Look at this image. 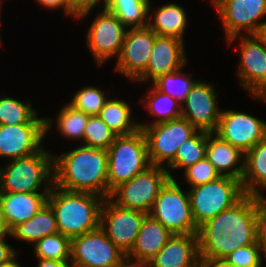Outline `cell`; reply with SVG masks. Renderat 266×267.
<instances>
[{
	"label": "cell",
	"instance_id": "obj_15",
	"mask_svg": "<svg viewBox=\"0 0 266 267\" xmlns=\"http://www.w3.org/2000/svg\"><path fill=\"white\" fill-rule=\"evenodd\" d=\"M146 215L144 212L123 208L108 197L102 205L100 228L127 255L135 244Z\"/></svg>",
	"mask_w": 266,
	"mask_h": 267
},
{
	"label": "cell",
	"instance_id": "obj_6",
	"mask_svg": "<svg viewBox=\"0 0 266 267\" xmlns=\"http://www.w3.org/2000/svg\"><path fill=\"white\" fill-rule=\"evenodd\" d=\"M189 189L192 217L197 227L232 207L246 195L242 181L228 176Z\"/></svg>",
	"mask_w": 266,
	"mask_h": 267
},
{
	"label": "cell",
	"instance_id": "obj_43",
	"mask_svg": "<svg viewBox=\"0 0 266 267\" xmlns=\"http://www.w3.org/2000/svg\"><path fill=\"white\" fill-rule=\"evenodd\" d=\"M200 267H234L224 259H200Z\"/></svg>",
	"mask_w": 266,
	"mask_h": 267
},
{
	"label": "cell",
	"instance_id": "obj_38",
	"mask_svg": "<svg viewBox=\"0 0 266 267\" xmlns=\"http://www.w3.org/2000/svg\"><path fill=\"white\" fill-rule=\"evenodd\" d=\"M183 171V179L190 185V188L213 182L221 177L206 157Z\"/></svg>",
	"mask_w": 266,
	"mask_h": 267
},
{
	"label": "cell",
	"instance_id": "obj_40",
	"mask_svg": "<svg viewBox=\"0 0 266 267\" xmlns=\"http://www.w3.org/2000/svg\"><path fill=\"white\" fill-rule=\"evenodd\" d=\"M101 1L104 2V0H65V15L82 20L89 16Z\"/></svg>",
	"mask_w": 266,
	"mask_h": 267
},
{
	"label": "cell",
	"instance_id": "obj_8",
	"mask_svg": "<svg viewBox=\"0 0 266 267\" xmlns=\"http://www.w3.org/2000/svg\"><path fill=\"white\" fill-rule=\"evenodd\" d=\"M168 179L169 174L165 167L151 165L116 187L109 198L123 208L149 214L160 189Z\"/></svg>",
	"mask_w": 266,
	"mask_h": 267
},
{
	"label": "cell",
	"instance_id": "obj_49",
	"mask_svg": "<svg viewBox=\"0 0 266 267\" xmlns=\"http://www.w3.org/2000/svg\"><path fill=\"white\" fill-rule=\"evenodd\" d=\"M2 1H3V0H0V19H1V12H2V11H1V10H2V8H1V7H2V5H1V4H2ZM0 23H1V20H0ZM1 40H2V39H1V35H0V45L2 44Z\"/></svg>",
	"mask_w": 266,
	"mask_h": 267
},
{
	"label": "cell",
	"instance_id": "obj_23",
	"mask_svg": "<svg viewBox=\"0 0 266 267\" xmlns=\"http://www.w3.org/2000/svg\"><path fill=\"white\" fill-rule=\"evenodd\" d=\"M206 158L221 176L242 179L245 153L214 132H207Z\"/></svg>",
	"mask_w": 266,
	"mask_h": 267
},
{
	"label": "cell",
	"instance_id": "obj_47",
	"mask_svg": "<svg viewBox=\"0 0 266 267\" xmlns=\"http://www.w3.org/2000/svg\"><path fill=\"white\" fill-rule=\"evenodd\" d=\"M115 267H137V266H135L129 259L126 258L122 263H120Z\"/></svg>",
	"mask_w": 266,
	"mask_h": 267
},
{
	"label": "cell",
	"instance_id": "obj_37",
	"mask_svg": "<svg viewBox=\"0 0 266 267\" xmlns=\"http://www.w3.org/2000/svg\"><path fill=\"white\" fill-rule=\"evenodd\" d=\"M266 260V254L259 244L240 247L227 255L224 260L234 267H261Z\"/></svg>",
	"mask_w": 266,
	"mask_h": 267
},
{
	"label": "cell",
	"instance_id": "obj_35",
	"mask_svg": "<svg viewBox=\"0 0 266 267\" xmlns=\"http://www.w3.org/2000/svg\"><path fill=\"white\" fill-rule=\"evenodd\" d=\"M116 134L108 125L99 117L91 115L85 126L82 145L107 150L114 142Z\"/></svg>",
	"mask_w": 266,
	"mask_h": 267
},
{
	"label": "cell",
	"instance_id": "obj_5",
	"mask_svg": "<svg viewBox=\"0 0 266 267\" xmlns=\"http://www.w3.org/2000/svg\"><path fill=\"white\" fill-rule=\"evenodd\" d=\"M107 154L109 197L120 184L151 166L146 137L141 128L128 135L116 136Z\"/></svg>",
	"mask_w": 266,
	"mask_h": 267
},
{
	"label": "cell",
	"instance_id": "obj_46",
	"mask_svg": "<svg viewBox=\"0 0 266 267\" xmlns=\"http://www.w3.org/2000/svg\"><path fill=\"white\" fill-rule=\"evenodd\" d=\"M6 227L2 218V210H1V204H0V234L6 233Z\"/></svg>",
	"mask_w": 266,
	"mask_h": 267
},
{
	"label": "cell",
	"instance_id": "obj_14",
	"mask_svg": "<svg viewBox=\"0 0 266 267\" xmlns=\"http://www.w3.org/2000/svg\"><path fill=\"white\" fill-rule=\"evenodd\" d=\"M125 259L100 227L71 239L70 267H115Z\"/></svg>",
	"mask_w": 266,
	"mask_h": 267
},
{
	"label": "cell",
	"instance_id": "obj_24",
	"mask_svg": "<svg viewBox=\"0 0 266 267\" xmlns=\"http://www.w3.org/2000/svg\"><path fill=\"white\" fill-rule=\"evenodd\" d=\"M149 4L148 27L157 35L174 37L184 41L188 16L184 7L176 3H165L158 8ZM154 9V10H153Z\"/></svg>",
	"mask_w": 266,
	"mask_h": 267
},
{
	"label": "cell",
	"instance_id": "obj_16",
	"mask_svg": "<svg viewBox=\"0 0 266 267\" xmlns=\"http://www.w3.org/2000/svg\"><path fill=\"white\" fill-rule=\"evenodd\" d=\"M214 133L246 153L266 139V122L243 111L222 109Z\"/></svg>",
	"mask_w": 266,
	"mask_h": 267
},
{
	"label": "cell",
	"instance_id": "obj_26",
	"mask_svg": "<svg viewBox=\"0 0 266 267\" xmlns=\"http://www.w3.org/2000/svg\"><path fill=\"white\" fill-rule=\"evenodd\" d=\"M241 181L245 194L264 193L266 189V139L245 153L244 173Z\"/></svg>",
	"mask_w": 266,
	"mask_h": 267
},
{
	"label": "cell",
	"instance_id": "obj_48",
	"mask_svg": "<svg viewBox=\"0 0 266 267\" xmlns=\"http://www.w3.org/2000/svg\"><path fill=\"white\" fill-rule=\"evenodd\" d=\"M17 257L12 260L9 264L1 266V267H22L19 262H17Z\"/></svg>",
	"mask_w": 266,
	"mask_h": 267
},
{
	"label": "cell",
	"instance_id": "obj_29",
	"mask_svg": "<svg viewBox=\"0 0 266 267\" xmlns=\"http://www.w3.org/2000/svg\"><path fill=\"white\" fill-rule=\"evenodd\" d=\"M151 0H104V6L114 13L127 28L148 26L149 4Z\"/></svg>",
	"mask_w": 266,
	"mask_h": 267
},
{
	"label": "cell",
	"instance_id": "obj_28",
	"mask_svg": "<svg viewBox=\"0 0 266 267\" xmlns=\"http://www.w3.org/2000/svg\"><path fill=\"white\" fill-rule=\"evenodd\" d=\"M144 98H140L147 114L153 115L151 123L139 121V127H146L161 122L174 120L181 117V103L171 96L157 90L153 85Z\"/></svg>",
	"mask_w": 266,
	"mask_h": 267
},
{
	"label": "cell",
	"instance_id": "obj_33",
	"mask_svg": "<svg viewBox=\"0 0 266 267\" xmlns=\"http://www.w3.org/2000/svg\"><path fill=\"white\" fill-rule=\"evenodd\" d=\"M183 68L184 67L175 72L159 76L156 80L151 82L152 85L160 92L167 94L182 103L186 99L191 88L198 81V79L194 80L192 75L190 76L188 73L186 74V72L183 71Z\"/></svg>",
	"mask_w": 266,
	"mask_h": 267
},
{
	"label": "cell",
	"instance_id": "obj_45",
	"mask_svg": "<svg viewBox=\"0 0 266 267\" xmlns=\"http://www.w3.org/2000/svg\"><path fill=\"white\" fill-rule=\"evenodd\" d=\"M255 35L266 48V21L258 28V31Z\"/></svg>",
	"mask_w": 266,
	"mask_h": 267
},
{
	"label": "cell",
	"instance_id": "obj_42",
	"mask_svg": "<svg viewBox=\"0 0 266 267\" xmlns=\"http://www.w3.org/2000/svg\"><path fill=\"white\" fill-rule=\"evenodd\" d=\"M37 3H39V5H41L42 7H46L47 10L52 9V10H56L58 8H62L64 13H65V0H35Z\"/></svg>",
	"mask_w": 266,
	"mask_h": 267
},
{
	"label": "cell",
	"instance_id": "obj_30",
	"mask_svg": "<svg viewBox=\"0 0 266 267\" xmlns=\"http://www.w3.org/2000/svg\"><path fill=\"white\" fill-rule=\"evenodd\" d=\"M207 131L197 130L189 139L177 149L174 161L166 168L169 178L173 177L172 170L187 169L206 157ZM171 169V170H170Z\"/></svg>",
	"mask_w": 266,
	"mask_h": 267
},
{
	"label": "cell",
	"instance_id": "obj_27",
	"mask_svg": "<svg viewBox=\"0 0 266 267\" xmlns=\"http://www.w3.org/2000/svg\"><path fill=\"white\" fill-rule=\"evenodd\" d=\"M110 97L99 112V117L108 125V127L117 135H128L136 132L139 122L132 118V109L124 99Z\"/></svg>",
	"mask_w": 266,
	"mask_h": 267
},
{
	"label": "cell",
	"instance_id": "obj_11",
	"mask_svg": "<svg viewBox=\"0 0 266 267\" xmlns=\"http://www.w3.org/2000/svg\"><path fill=\"white\" fill-rule=\"evenodd\" d=\"M238 39L240 62L237 78L253 98L266 102V48L256 35H238L226 41L228 46Z\"/></svg>",
	"mask_w": 266,
	"mask_h": 267
},
{
	"label": "cell",
	"instance_id": "obj_32",
	"mask_svg": "<svg viewBox=\"0 0 266 267\" xmlns=\"http://www.w3.org/2000/svg\"><path fill=\"white\" fill-rule=\"evenodd\" d=\"M34 245V256L37 259H51L70 262L71 239L61 233L45 236Z\"/></svg>",
	"mask_w": 266,
	"mask_h": 267
},
{
	"label": "cell",
	"instance_id": "obj_17",
	"mask_svg": "<svg viewBox=\"0 0 266 267\" xmlns=\"http://www.w3.org/2000/svg\"><path fill=\"white\" fill-rule=\"evenodd\" d=\"M213 83L198 80L181 103V117L197 130L214 132L222 109L218 108V95Z\"/></svg>",
	"mask_w": 266,
	"mask_h": 267
},
{
	"label": "cell",
	"instance_id": "obj_25",
	"mask_svg": "<svg viewBox=\"0 0 266 267\" xmlns=\"http://www.w3.org/2000/svg\"><path fill=\"white\" fill-rule=\"evenodd\" d=\"M9 233L19 241L35 244L45 236L58 233L55 213L46 203L31 219L16 225Z\"/></svg>",
	"mask_w": 266,
	"mask_h": 267
},
{
	"label": "cell",
	"instance_id": "obj_1",
	"mask_svg": "<svg viewBox=\"0 0 266 267\" xmlns=\"http://www.w3.org/2000/svg\"><path fill=\"white\" fill-rule=\"evenodd\" d=\"M200 259H224L236 249L257 242L255 195L246 194L232 207L198 227Z\"/></svg>",
	"mask_w": 266,
	"mask_h": 267
},
{
	"label": "cell",
	"instance_id": "obj_13",
	"mask_svg": "<svg viewBox=\"0 0 266 267\" xmlns=\"http://www.w3.org/2000/svg\"><path fill=\"white\" fill-rule=\"evenodd\" d=\"M88 28L85 41L95 64L101 67L110 58H118L128 30L118 17L102 6Z\"/></svg>",
	"mask_w": 266,
	"mask_h": 267
},
{
	"label": "cell",
	"instance_id": "obj_4",
	"mask_svg": "<svg viewBox=\"0 0 266 267\" xmlns=\"http://www.w3.org/2000/svg\"><path fill=\"white\" fill-rule=\"evenodd\" d=\"M53 184V153L45 147L33 155L10 160L6 166L0 167V192H50Z\"/></svg>",
	"mask_w": 266,
	"mask_h": 267
},
{
	"label": "cell",
	"instance_id": "obj_20",
	"mask_svg": "<svg viewBox=\"0 0 266 267\" xmlns=\"http://www.w3.org/2000/svg\"><path fill=\"white\" fill-rule=\"evenodd\" d=\"M144 267H200L197 234H173Z\"/></svg>",
	"mask_w": 266,
	"mask_h": 267
},
{
	"label": "cell",
	"instance_id": "obj_22",
	"mask_svg": "<svg viewBox=\"0 0 266 267\" xmlns=\"http://www.w3.org/2000/svg\"><path fill=\"white\" fill-rule=\"evenodd\" d=\"M49 192H0L2 218L9 232L16 225L31 219L46 203Z\"/></svg>",
	"mask_w": 266,
	"mask_h": 267
},
{
	"label": "cell",
	"instance_id": "obj_19",
	"mask_svg": "<svg viewBox=\"0 0 266 267\" xmlns=\"http://www.w3.org/2000/svg\"><path fill=\"white\" fill-rule=\"evenodd\" d=\"M185 48L181 39L156 35L146 70L134 82H153L159 76L185 67L189 61Z\"/></svg>",
	"mask_w": 266,
	"mask_h": 267
},
{
	"label": "cell",
	"instance_id": "obj_31",
	"mask_svg": "<svg viewBox=\"0 0 266 267\" xmlns=\"http://www.w3.org/2000/svg\"><path fill=\"white\" fill-rule=\"evenodd\" d=\"M57 113V121L55 122L56 131L67 140L80 141L82 143L84 137L85 126L88 122V114L74 109L68 103Z\"/></svg>",
	"mask_w": 266,
	"mask_h": 267
},
{
	"label": "cell",
	"instance_id": "obj_3",
	"mask_svg": "<svg viewBox=\"0 0 266 267\" xmlns=\"http://www.w3.org/2000/svg\"><path fill=\"white\" fill-rule=\"evenodd\" d=\"M104 200L93 193L67 191L53 184L47 203L55 213L58 232L72 239L100 227Z\"/></svg>",
	"mask_w": 266,
	"mask_h": 267
},
{
	"label": "cell",
	"instance_id": "obj_12",
	"mask_svg": "<svg viewBox=\"0 0 266 267\" xmlns=\"http://www.w3.org/2000/svg\"><path fill=\"white\" fill-rule=\"evenodd\" d=\"M211 4L223 23L226 41L238 35H255L266 21V0H211Z\"/></svg>",
	"mask_w": 266,
	"mask_h": 267
},
{
	"label": "cell",
	"instance_id": "obj_41",
	"mask_svg": "<svg viewBox=\"0 0 266 267\" xmlns=\"http://www.w3.org/2000/svg\"><path fill=\"white\" fill-rule=\"evenodd\" d=\"M10 236V233L0 234V267L9 264L12 260L18 257L19 253L12 245L6 242V237Z\"/></svg>",
	"mask_w": 266,
	"mask_h": 267
},
{
	"label": "cell",
	"instance_id": "obj_2",
	"mask_svg": "<svg viewBox=\"0 0 266 267\" xmlns=\"http://www.w3.org/2000/svg\"><path fill=\"white\" fill-rule=\"evenodd\" d=\"M107 150L80 144L65 153L53 154L54 185L73 192L109 197Z\"/></svg>",
	"mask_w": 266,
	"mask_h": 267
},
{
	"label": "cell",
	"instance_id": "obj_7",
	"mask_svg": "<svg viewBox=\"0 0 266 267\" xmlns=\"http://www.w3.org/2000/svg\"><path fill=\"white\" fill-rule=\"evenodd\" d=\"M181 182L169 178L162 186L150 215L172 234H197L191 212L189 192L183 191Z\"/></svg>",
	"mask_w": 266,
	"mask_h": 267
},
{
	"label": "cell",
	"instance_id": "obj_36",
	"mask_svg": "<svg viewBox=\"0 0 266 267\" xmlns=\"http://www.w3.org/2000/svg\"><path fill=\"white\" fill-rule=\"evenodd\" d=\"M108 99L105 91L96 86H85L76 91L68 104L74 109L91 116L98 115Z\"/></svg>",
	"mask_w": 266,
	"mask_h": 267
},
{
	"label": "cell",
	"instance_id": "obj_34",
	"mask_svg": "<svg viewBox=\"0 0 266 267\" xmlns=\"http://www.w3.org/2000/svg\"><path fill=\"white\" fill-rule=\"evenodd\" d=\"M38 112L29 101H20L14 97H0V125H18L29 123Z\"/></svg>",
	"mask_w": 266,
	"mask_h": 267
},
{
	"label": "cell",
	"instance_id": "obj_39",
	"mask_svg": "<svg viewBox=\"0 0 266 267\" xmlns=\"http://www.w3.org/2000/svg\"><path fill=\"white\" fill-rule=\"evenodd\" d=\"M255 211L257 220V242L266 254V196L255 195Z\"/></svg>",
	"mask_w": 266,
	"mask_h": 267
},
{
	"label": "cell",
	"instance_id": "obj_9",
	"mask_svg": "<svg viewBox=\"0 0 266 267\" xmlns=\"http://www.w3.org/2000/svg\"><path fill=\"white\" fill-rule=\"evenodd\" d=\"M140 128L146 137L151 165L165 168L174 161L179 146L197 131L183 117Z\"/></svg>",
	"mask_w": 266,
	"mask_h": 267
},
{
	"label": "cell",
	"instance_id": "obj_10",
	"mask_svg": "<svg viewBox=\"0 0 266 267\" xmlns=\"http://www.w3.org/2000/svg\"><path fill=\"white\" fill-rule=\"evenodd\" d=\"M53 126V118L38 114L27 124L0 125V157L10 161L39 152Z\"/></svg>",
	"mask_w": 266,
	"mask_h": 267
},
{
	"label": "cell",
	"instance_id": "obj_18",
	"mask_svg": "<svg viewBox=\"0 0 266 267\" xmlns=\"http://www.w3.org/2000/svg\"><path fill=\"white\" fill-rule=\"evenodd\" d=\"M156 35L148 26L128 28L115 72L134 82L146 70Z\"/></svg>",
	"mask_w": 266,
	"mask_h": 267
},
{
	"label": "cell",
	"instance_id": "obj_21",
	"mask_svg": "<svg viewBox=\"0 0 266 267\" xmlns=\"http://www.w3.org/2000/svg\"><path fill=\"white\" fill-rule=\"evenodd\" d=\"M173 234L158 220L147 214L131 251L126 255L135 266L144 267Z\"/></svg>",
	"mask_w": 266,
	"mask_h": 267
},
{
	"label": "cell",
	"instance_id": "obj_44",
	"mask_svg": "<svg viewBox=\"0 0 266 267\" xmlns=\"http://www.w3.org/2000/svg\"><path fill=\"white\" fill-rule=\"evenodd\" d=\"M37 267H70V262H62L51 259H38Z\"/></svg>",
	"mask_w": 266,
	"mask_h": 267
}]
</instances>
